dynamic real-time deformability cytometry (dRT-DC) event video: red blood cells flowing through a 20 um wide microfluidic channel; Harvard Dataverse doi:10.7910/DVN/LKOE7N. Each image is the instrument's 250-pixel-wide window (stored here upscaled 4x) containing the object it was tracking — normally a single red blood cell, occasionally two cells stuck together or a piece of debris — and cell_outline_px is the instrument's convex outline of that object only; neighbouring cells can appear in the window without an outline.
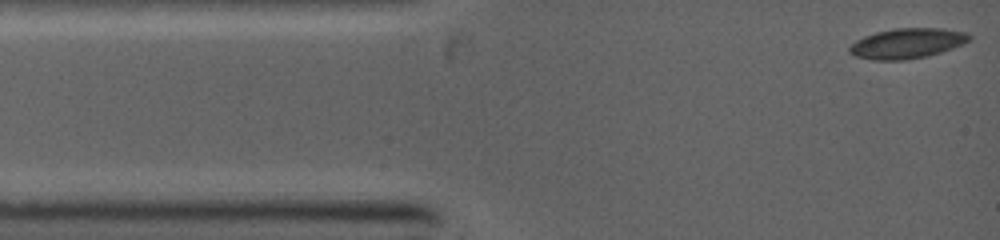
{"species": "common noctule bat (a hibernating species)", "species_latin": "Nyctalus noctula", "temperature_condition": "warm", "stored_images_in_passage": 3, "camera_frame_rate_fps": 5000, "um_per_image_px": 0.085, "animal": {"sex": "female", "body_mass_g": 19.0, "forearm_length_mm": 53.3}, "frame": {"image": 1, "passage_image": 1, "time_ms": 0.0, "image_size_px": [1000, 240], "cell_outline_px": [[972, 36], [968, 40], [952, 48], [940, 52], [924, 56], [904, 60], [876, 60], [856, 56], [848, 52], [848, 48], [856, 40], [864, 36], [876, 32], [896, 28], [944, 28], [968, 32]], "centroid_in_image_um": [77.09, 3.67], "position_along_channel_um": 7.9, "area_um2": 20.87}}
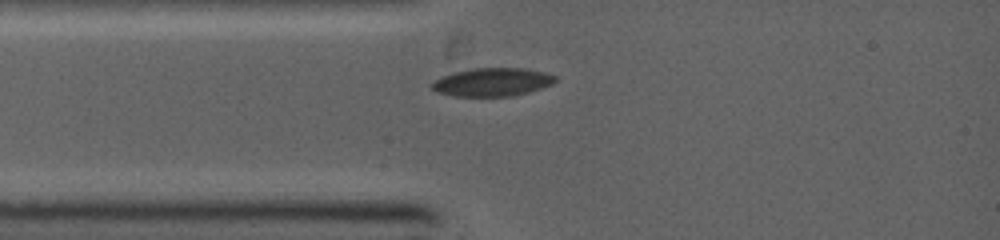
{"frame": {"image": 2, "passage_image": 3, "time_ms": 2.0, "image_size_px": [1000, 240], "cell_outline_px": [[556, 80], [552, 84], [528, 92], [512, 96], [456, 96], [436, 92], [432, 88], [432, 84], [440, 76], [452, 72], [472, 68], [528, 68], [544, 72], [556, 76]], "centroid_in_image_um": [41.84, 6.96], "position_along_channel_um": 43.2, "area_um2": 20.35}}